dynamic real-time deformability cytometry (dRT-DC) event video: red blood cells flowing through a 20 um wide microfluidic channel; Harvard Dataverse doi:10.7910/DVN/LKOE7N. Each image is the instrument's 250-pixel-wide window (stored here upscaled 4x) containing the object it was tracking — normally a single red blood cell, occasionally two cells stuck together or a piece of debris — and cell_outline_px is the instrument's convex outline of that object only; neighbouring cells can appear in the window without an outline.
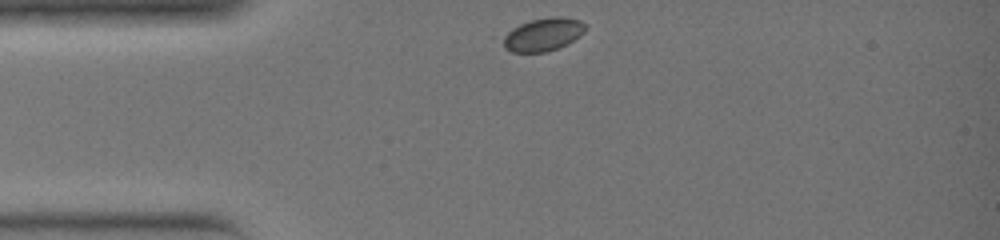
{"species": "common noctule bat (a hibernating species)", "species_latin": "Nyctalus noctula", "temperature_condition": "warm", "stored_images_in_passage": 24, "camera_frame_rate_fps": 3000, "um_per_image_px": 0.085, "animal": {"sex": "female", "body_mass_g": 19.0, "forearm_length_mm": 51.5}, "frame": {"image": 1, "passage_image": 1, "time_ms": 0.0, "image_size_px": [1000, 240], "cell_outline_px": [[588, 28], [580, 36], [568, 44], [544, 52], [512, 52], [504, 48], [500, 40], [500, 36], [512, 28], [520, 24], [532, 20], [552, 16], [564, 16], [580, 20], [588, 24]], "centroid_in_image_um": [46.16, 2.92], "position_along_channel_um": 38.8, "area_um2": 16.3}}
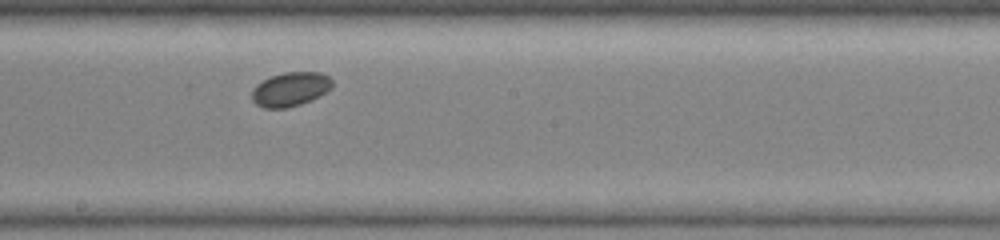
{"frame": {"image": 2, "passage_image": 13, "time_ms": 4.0, "image_size_px": [1000, 240], "cell_outline_px": [[332, 88], [320, 96], [312, 100], [288, 108], [264, 108], [256, 104], [252, 100], [252, 88], [256, 84], [272, 76], [284, 72], [320, 72], [328, 76], [332, 80]], "centroid_in_image_um": [24.69, 7.59], "position_along_channel_um": 223.5, "area_um2": 16.07}}
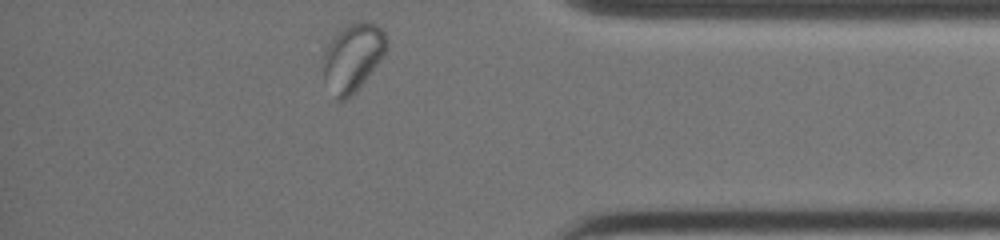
{"frame": {"image": 3, "passage_image": 24, "time_ms": 7.667, "image_size_px": [1000, 240], "cell_outline_px": [[388, 48], [384, 56], [364, 80], [344, 100], [336, 100], [324, 80], [320, 60], [324, 48], [348, 24], [360, 20], [364, 20], [376, 24], [384, 32], [388, 44]], "centroid_in_image_um": [29.96, 4.85], "position_along_channel_um": 405.2, "area_um2": 25.03}}